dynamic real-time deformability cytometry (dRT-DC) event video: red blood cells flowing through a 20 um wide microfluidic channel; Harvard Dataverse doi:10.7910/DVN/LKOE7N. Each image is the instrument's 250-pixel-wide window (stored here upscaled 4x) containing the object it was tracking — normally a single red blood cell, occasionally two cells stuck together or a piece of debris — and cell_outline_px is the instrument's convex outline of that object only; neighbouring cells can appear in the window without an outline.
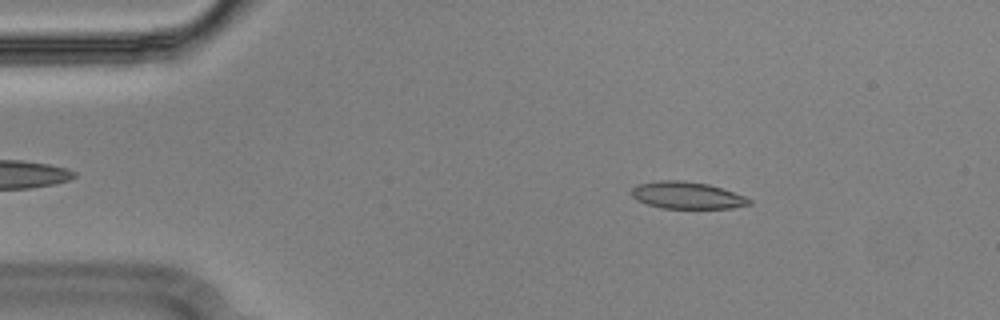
{"species": "Egyptian fruit bat (a non-hibernating species)", "species_latin": "Rousettus aegyptiacus", "temperature_condition": "cold", "stored_images_in_passage": 46, "camera_frame_rate_fps": 3000, "um_per_image_px": 0.085, "animal": {"sex": "male"}, "frame": {"image": 1, "passage_image": 8, "time_ms": 2.333, "image_size_px": [1000, 320], "cell_outline_px": [[752, 204], [732, 208], [660, 208], [636, 200], [628, 192], [636, 184], [660, 180], [680, 180], [708, 184], [744, 196], [752, 200]], "centroid_in_image_um": [58.34, 16.6], "position_along_channel_um": 26.7, "area_um2": 18.55}}
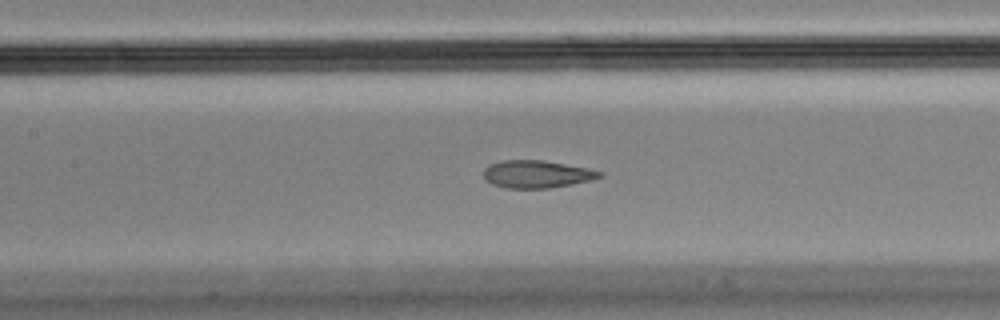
{"frame": {"image": 2, "passage_image": 24, "time_ms": 7.667, "image_size_px": [1000, 320], "cell_outline_px": [[604, 176], [592, 180], [572, 184], [548, 188], [508, 188], [492, 184], [484, 180], [484, 168], [488, 164], [504, 160], [540, 160], [588, 168], [604, 172]], "centroid_in_image_um": [45.62, 14.8], "position_along_channel_um": 161.8, "area_um2": 18.67}}
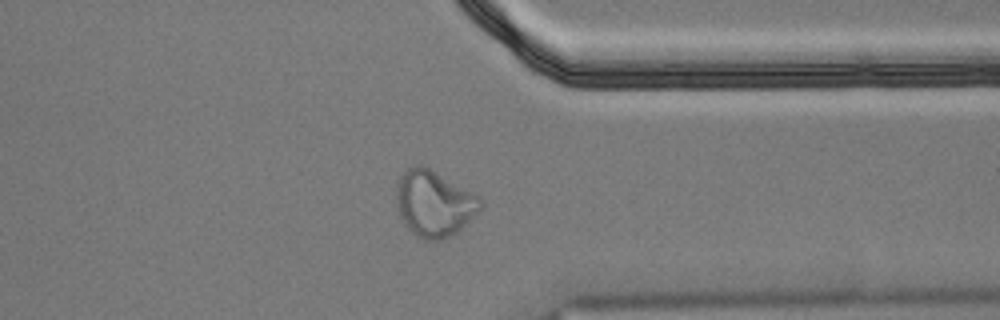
{"frame": {"image": 3, "passage_image": 42, "time_ms": 13.667, "image_size_px": [1000, 320], "cell_outline_px": [[484, 200], [480, 208], [456, 232], [448, 236], [436, 240], [424, 240], [416, 236], [400, 220], [396, 196], [396, 184], [400, 176], [412, 164], [420, 164], [428, 168], [472, 192]], "centroid_in_image_um": [36.84, 17.28], "position_along_channel_um": 374.6, "area_um2": 31.91}, "authors_computed_cell_mechanics": {"area_um2": 19.3341, "velocity_mm_per_s": 3.6106, "shape_relaxation_time_tau1_ms": null, "shape_relaxation_time_tau2_ms": 1.4842, "deformation_change_tau1": null, "deformation_change_tau2": 0.0801}}